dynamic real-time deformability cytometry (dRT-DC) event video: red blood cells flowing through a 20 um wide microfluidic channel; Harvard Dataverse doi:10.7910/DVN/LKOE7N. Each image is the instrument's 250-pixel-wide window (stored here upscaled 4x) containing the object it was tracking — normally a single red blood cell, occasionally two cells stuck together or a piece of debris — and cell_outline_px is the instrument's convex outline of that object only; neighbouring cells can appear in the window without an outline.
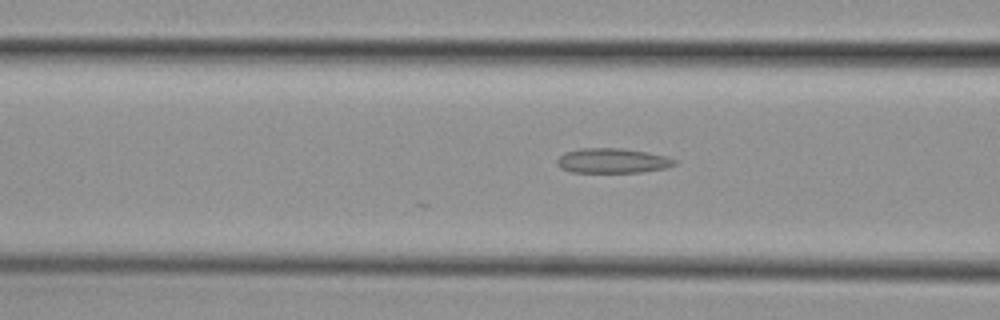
{"species": "common noctule bat (a hibernating species)", "species_latin": "Nyctalus noctula", "temperature_condition": "cold", "stored_images_in_passage": 53, "camera_frame_rate_fps": 3000, "um_per_image_px": 0.085, "animal": {"sex": "female", "body_mass_g": 29.2, "forearm_length_mm": 56.3}, "frame": {"image": 1, "passage_image": 20, "time_ms": 6.333, "image_size_px": [1000, 320], "cell_outline_px": [[676, 164], [668, 168], [640, 172], [572, 172], [560, 168], [556, 164], [556, 160], [564, 152], [580, 148], [624, 148], [648, 152], [668, 156], [676, 160]], "centroid_in_image_um": [52.07, 13.65], "position_along_channel_um": 114.5, "area_um2": 17.22}}
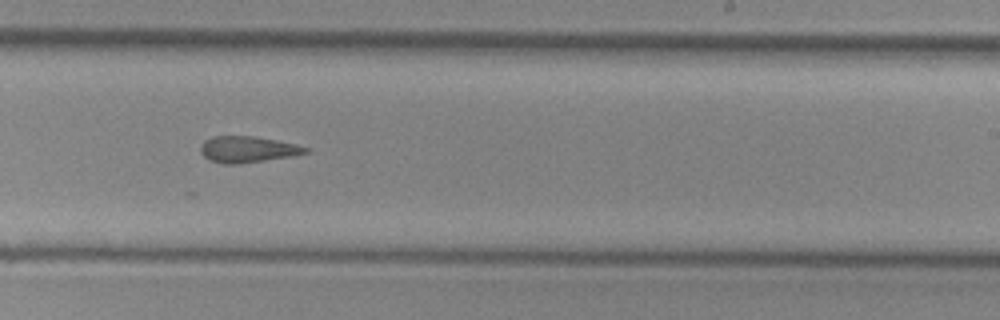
{"frame": {"image": 2, "passage_image": 32, "time_ms": 10.333, "image_size_px": [1000, 320], "cell_outline_px": [[312, 148], [308, 152], [292, 156], [240, 164], [224, 164], [208, 160], [200, 152], [200, 148], [204, 140], [212, 136], [252, 136], [276, 140]], "centroid_in_image_um": [21.03, 12.7], "position_along_channel_um": 268.0, "area_um2": 16.13}}
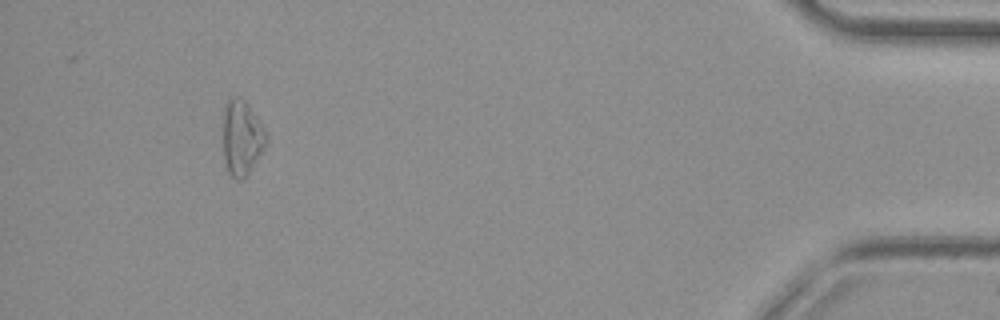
{"frame": {"image": 3, "passage_image": 49, "time_ms": 16.0, "image_size_px": [1000, 320], "cell_outline_px": [[264, 148], [248, 172], [240, 180], [236, 180], [228, 172], [224, 160], [224, 104], [228, 96], [240, 96], [248, 104], [264, 128]], "centroid_in_image_um": [20.51, 11.64], "position_along_channel_um": 414.7, "area_um2": 18.44}, "authors_computed_cell_mechanics": {"area_um2": 17.2244, "velocity_mm_per_s": 3.8378, "shape_relaxation_time_tau1_ms": null, "shape_relaxation_time_tau2_ms": 4.4058, "deformation_change_tau1": null, "deformation_change_tau2": 0.138}}